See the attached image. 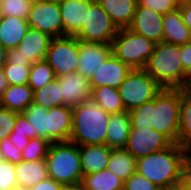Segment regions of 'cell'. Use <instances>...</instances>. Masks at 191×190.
Returning <instances> with one entry per match:
<instances>
[{
  "instance_id": "6",
  "label": "cell",
  "mask_w": 191,
  "mask_h": 190,
  "mask_svg": "<svg viewBox=\"0 0 191 190\" xmlns=\"http://www.w3.org/2000/svg\"><path fill=\"white\" fill-rule=\"evenodd\" d=\"M112 54L131 69H143L153 53L155 43L130 29H119L112 41Z\"/></svg>"
},
{
  "instance_id": "28",
  "label": "cell",
  "mask_w": 191,
  "mask_h": 190,
  "mask_svg": "<svg viewBox=\"0 0 191 190\" xmlns=\"http://www.w3.org/2000/svg\"><path fill=\"white\" fill-rule=\"evenodd\" d=\"M91 100L109 114L125 110L118 88L111 86L91 87Z\"/></svg>"
},
{
  "instance_id": "25",
  "label": "cell",
  "mask_w": 191,
  "mask_h": 190,
  "mask_svg": "<svg viewBox=\"0 0 191 190\" xmlns=\"http://www.w3.org/2000/svg\"><path fill=\"white\" fill-rule=\"evenodd\" d=\"M33 90L28 84L8 85L0 98V106L11 111L22 113L33 103Z\"/></svg>"
},
{
  "instance_id": "42",
  "label": "cell",
  "mask_w": 191,
  "mask_h": 190,
  "mask_svg": "<svg viewBox=\"0 0 191 190\" xmlns=\"http://www.w3.org/2000/svg\"><path fill=\"white\" fill-rule=\"evenodd\" d=\"M65 186L56 182L54 179L47 177L28 190H63Z\"/></svg>"
},
{
  "instance_id": "49",
  "label": "cell",
  "mask_w": 191,
  "mask_h": 190,
  "mask_svg": "<svg viewBox=\"0 0 191 190\" xmlns=\"http://www.w3.org/2000/svg\"><path fill=\"white\" fill-rule=\"evenodd\" d=\"M181 184L187 189V190H191V173L188 172L184 178L183 181L181 182Z\"/></svg>"
},
{
  "instance_id": "30",
  "label": "cell",
  "mask_w": 191,
  "mask_h": 190,
  "mask_svg": "<svg viewBox=\"0 0 191 190\" xmlns=\"http://www.w3.org/2000/svg\"><path fill=\"white\" fill-rule=\"evenodd\" d=\"M33 102L46 109L63 105L58 79L55 78L41 89L34 91Z\"/></svg>"
},
{
  "instance_id": "23",
  "label": "cell",
  "mask_w": 191,
  "mask_h": 190,
  "mask_svg": "<svg viewBox=\"0 0 191 190\" xmlns=\"http://www.w3.org/2000/svg\"><path fill=\"white\" fill-rule=\"evenodd\" d=\"M119 29L130 27L135 14L137 0H97Z\"/></svg>"
},
{
  "instance_id": "15",
  "label": "cell",
  "mask_w": 191,
  "mask_h": 190,
  "mask_svg": "<svg viewBox=\"0 0 191 190\" xmlns=\"http://www.w3.org/2000/svg\"><path fill=\"white\" fill-rule=\"evenodd\" d=\"M132 69L112 53L89 79L91 87L111 86L119 88Z\"/></svg>"
},
{
  "instance_id": "44",
  "label": "cell",
  "mask_w": 191,
  "mask_h": 190,
  "mask_svg": "<svg viewBox=\"0 0 191 190\" xmlns=\"http://www.w3.org/2000/svg\"><path fill=\"white\" fill-rule=\"evenodd\" d=\"M7 63L23 66H31L32 64L20 54L18 48L9 49L7 51Z\"/></svg>"
},
{
  "instance_id": "56",
  "label": "cell",
  "mask_w": 191,
  "mask_h": 190,
  "mask_svg": "<svg viewBox=\"0 0 191 190\" xmlns=\"http://www.w3.org/2000/svg\"><path fill=\"white\" fill-rule=\"evenodd\" d=\"M178 4H182L185 2V0H175Z\"/></svg>"
},
{
  "instance_id": "45",
  "label": "cell",
  "mask_w": 191,
  "mask_h": 190,
  "mask_svg": "<svg viewBox=\"0 0 191 190\" xmlns=\"http://www.w3.org/2000/svg\"><path fill=\"white\" fill-rule=\"evenodd\" d=\"M178 8L180 9V13H181L184 24L191 31V2L185 1L182 4H179Z\"/></svg>"
},
{
  "instance_id": "37",
  "label": "cell",
  "mask_w": 191,
  "mask_h": 190,
  "mask_svg": "<svg viewBox=\"0 0 191 190\" xmlns=\"http://www.w3.org/2000/svg\"><path fill=\"white\" fill-rule=\"evenodd\" d=\"M123 188L125 190H161L136 171L124 182Z\"/></svg>"
},
{
  "instance_id": "43",
  "label": "cell",
  "mask_w": 191,
  "mask_h": 190,
  "mask_svg": "<svg viewBox=\"0 0 191 190\" xmlns=\"http://www.w3.org/2000/svg\"><path fill=\"white\" fill-rule=\"evenodd\" d=\"M180 59L182 61L184 71L191 75V42L180 46Z\"/></svg>"
},
{
  "instance_id": "54",
  "label": "cell",
  "mask_w": 191,
  "mask_h": 190,
  "mask_svg": "<svg viewBox=\"0 0 191 190\" xmlns=\"http://www.w3.org/2000/svg\"><path fill=\"white\" fill-rule=\"evenodd\" d=\"M72 190H81L80 186H72Z\"/></svg>"
},
{
  "instance_id": "8",
  "label": "cell",
  "mask_w": 191,
  "mask_h": 190,
  "mask_svg": "<svg viewBox=\"0 0 191 190\" xmlns=\"http://www.w3.org/2000/svg\"><path fill=\"white\" fill-rule=\"evenodd\" d=\"M117 32L118 28L108 13L95 0L89 9H86L84 24L75 37L84 42L112 44Z\"/></svg>"
},
{
  "instance_id": "46",
  "label": "cell",
  "mask_w": 191,
  "mask_h": 190,
  "mask_svg": "<svg viewBox=\"0 0 191 190\" xmlns=\"http://www.w3.org/2000/svg\"><path fill=\"white\" fill-rule=\"evenodd\" d=\"M8 137L11 140V142L16 145V147L18 148L19 151H23L24 148L29 143V140H30L26 135H24V136H21V135H9Z\"/></svg>"
},
{
  "instance_id": "41",
  "label": "cell",
  "mask_w": 191,
  "mask_h": 190,
  "mask_svg": "<svg viewBox=\"0 0 191 190\" xmlns=\"http://www.w3.org/2000/svg\"><path fill=\"white\" fill-rule=\"evenodd\" d=\"M10 135H26L29 139H32L37 137V132L34 126L29 123L26 116L23 113H19Z\"/></svg>"
},
{
  "instance_id": "26",
  "label": "cell",
  "mask_w": 191,
  "mask_h": 190,
  "mask_svg": "<svg viewBox=\"0 0 191 190\" xmlns=\"http://www.w3.org/2000/svg\"><path fill=\"white\" fill-rule=\"evenodd\" d=\"M124 181L108 169L83 175L81 190H121Z\"/></svg>"
},
{
  "instance_id": "39",
  "label": "cell",
  "mask_w": 191,
  "mask_h": 190,
  "mask_svg": "<svg viewBox=\"0 0 191 190\" xmlns=\"http://www.w3.org/2000/svg\"><path fill=\"white\" fill-rule=\"evenodd\" d=\"M137 5L152 8L163 15L176 10L179 6L175 0H137Z\"/></svg>"
},
{
  "instance_id": "52",
  "label": "cell",
  "mask_w": 191,
  "mask_h": 190,
  "mask_svg": "<svg viewBox=\"0 0 191 190\" xmlns=\"http://www.w3.org/2000/svg\"><path fill=\"white\" fill-rule=\"evenodd\" d=\"M11 190H28V189H25V188H22V187H15L14 189H11Z\"/></svg>"
},
{
  "instance_id": "35",
  "label": "cell",
  "mask_w": 191,
  "mask_h": 190,
  "mask_svg": "<svg viewBox=\"0 0 191 190\" xmlns=\"http://www.w3.org/2000/svg\"><path fill=\"white\" fill-rule=\"evenodd\" d=\"M2 70L8 85L28 84L31 66L15 65L6 62Z\"/></svg>"
},
{
  "instance_id": "55",
  "label": "cell",
  "mask_w": 191,
  "mask_h": 190,
  "mask_svg": "<svg viewBox=\"0 0 191 190\" xmlns=\"http://www.w3.org/2000/svg\"><path fill=\"white\" fill-rule=\"evenodd\" d=\"M63 190H72V186H66L63 188Z\"/></svg>"
},
{
  "instance_id": "33",
  "label": "cell",
  "mask_w": 191,
  "mask_h": 190,
  "mask_svg": "<svg viewBox=\"0 0 191 190\" xmlns=\"http://www.w3.org/2000/svg\"><path fill=\"white\" fill-rule=\"evenodd\" d=\"M50 142L41 137L32 138L22 152L23 161L43 160L47 156Z\"/></svg>"
},
{
  "instance_id": "47",
  "label": "cell",
  "mask_w": 191,
  "mask_h": 190,
  "mask_svg": "<svg viewBox=\"0 0 191 190\" xmlns=\"http://www.w3.org/2000/svg\"><path fill=\"white\" fill-rule=\"evenodd\" d=\"M8 88L7 80L4 76L3 70H0V98L2 97L5 90Z\"/></svg>"
},
{
  "instance_id": "13",
  "label": "cell",
  "mask_w": 191,
  "mask_h": 190,
  "mask_svg": "<svg viewBox=\"0 0 191 190\" xmlns=\"http://www.w3.org/2000/svg\"><path fill=\"white\" fill-rule=\"evenodd\" d=\"M163 14L152 8L136 6L133 21L128 29L152 40L155 44L163 41Z\"/></svg>"
},
{
  "instance_id": "57",
  "label": "cell",
  "mask_w": 191,
  "mask_h": 190,
  "mask_svg": "<svg viewBox=\"0 0 191 190\" xmlns=\"http://www.w3.org/2000/svg\"><path fill=\"white\" fill-rule=\"evenodd\" d=\"M3 161V155H2V151L0 149V162Z\"/></svg>"
},
{
  "instance_id": "31",
  "label": "cell",
  "mask_w": 191,
  "mask_h": 190,
  "mask_svg": "<svg viewBox=\"0 0 191 190\" xmlns=\"http://www.w3.org/2000/svg\"><path fill=\"white\" fill-rule=\"evenodd\" d=\"M55 78L54 70L46 60L37 61L31 65L28 85L34 92L50 83Z\"/></svg>"
},
{
  "instance_id": "14",
  "label": "cell",
  "mask_w": 191,
  "mask_h": 190,
  "mask_svg": "<svg viewBox=\"0 0 191 190\" xmlns=\"http://www.w3.org/2000/svg\"><path fill=\"white\" fill-rule=\"evenodd\" d=\"M111 53V44L79 40V67L77 72L81 73L86 79H90Z\"/></svg>"
},
{
  "instance_id": "10",
  "label": "cell",
  "mask_w": 191,
  "mask_h": 190,
  "mask_svg": "<svg viewBox=\"0 0 191 190\" xmlns=\"http://www.w3.org/2000/svg\"><path fill=\"white\" fill-rule=\"evenodd\" d=\"M29 27L52 38L63 37V23L59 1L47 0L32 4L28 17Z\"/></svg>"
},
{
  "instance_id": "48",
  "label": "cell",
  "mask_w": 191,
  "mask_h": 190,
  "mask_svg": "<svg viewBox=\"0 0 191 190\" xmlns=\"http://www.w3.org/2000/svg\"><path fill=\"white\" fill-rule=\"evenodd\" d=\"M7 49L0 44V70L3 69L7 60Z\"/></svg>"
},
{
  "instance_id": "9",
  "label": "cell",
  "mask_w": 191,
  "mask_h": 190,
  "mask_svg": "<svg viewBox=\"0 0 191 190\" xmlns=\"http://www.w3.org/2000/svg\"><path fill=\"white\" fill-rule=\"evenodd\" d=\"M78 56L79 40L75 36H63L51 39L45 60L55 76L60 77L78 70Z\"/></svg>"
},
{
  "instance_id": "51",
  "label": "cell",
  "mask_w": 191,
  "mask_h": 190,
  "mask_svg": "<svg viewBox=\"0 0 191 190\" xmlns=\"http://www.w3.org/2000/svg\"><path fill=\"white\" fill-rule=\"evenodd\" d=\"M31 4L47 1V0H28Z\"/></svg>"
},
{
  "instance_id": "2",
  "label": "cell",
  "mask_w": 191,
  "mask_h": 190,
  "mask_svg": "<svg viewBox=\"0 0 191 190\" xmlns=\"http://www.w3.org/2000/svg\"><path fill=\"white\" fill-rule=\"evenodd\" d=\"M191 155L177 143L136 159V172L161 190L181 184L189 172Z\"/></svg>"
},
{
  "instance_id": "16",
  "label": "cell",
  "mask_w": 191,
  "mask_h": 190,
  "mask_svg": "<svg viewBox=\"0 0 191 190\" xmlns=\"http://www.w3.org/2000/svg\"><path fill=\"white\" fill-rule=\"evenodd\" d=\"M73 109L64 105L48 109L47 129L50 143L69 142L72 132Z\"/></svg>"
},
{
  "instance_id": "5",
  "label": "cell",
  "mask_w": 191,
  "mask_h": 190,
  "mask_svg": "<svg viewBox=\"0 0 191 190\" xmlns=\"http://www.w3.org/2000/svg\"><path fill=\"white\" fill-rule=\"evenodd\" d=\"M48 177L66 186H80L83 171L79 146L71 142L51 143L45 158Z\"/></svg>"
},
{
  "instance_id": "7",
  "label": "cell",
  "mask_w": 191,
  "mask_h": 190,
  "mask_svg": "<svg viewBox=\"0 0 191 190\" xmlns=\"http://www.w3.org/2000/svg\"><path fill=\"white\" fill-rule=\"evenodd\" d=\"M162 87L144 70L132 69L118 91L126 111L155 98Z\"/></svg>"
},
{
  "instance_id": "20",
  "label": "cell",
  "mask_w": 191,
  "mask_h": 190,
  "mask_svg": "<svg viewBox=\"0 0 191 190\" xmlns=\"http://www.w3.org/2000/svg\"><path fill=\"white\" fill-rule=\"evenodd\" d=\"M163 41L182 46L191 42V31L184 24L180 9L163 15Z\"/></svg>"
},
{
  "instance_id": "22",
  "label": "cell",
  "mask_w": 191,
  "mask_h": 190,
  "mask_svg": "<svg viewBox=\"0 0 191 190\" xmlns=\"http://www.w3.org/2000/svg\"><path fill=\"white\" fill-rule=\"evenodd\" d=\"M111 151L106 144L79 146L83 174L107 169Z\"/></svg>"
},
{
  "instance_id": "18",
  "label": "cell",
  "mask_w": 191,
  "mask_h": 190,
  "mask_svg": "<svg viewBox=\"0 0 191 190\" xmlns=\"http://www.w3.org/2000/svg\"><path fill=\"white\" fill-rule=\"evenodd\" d=\"M52 37L39 30L29 28L17 48L31 64L45 60Z\"/></svg>"
},
{
  "instance_id": "38",
  "label": "cell",
  "mask_w": 191,
  "mask_h": 190,
  "mask_svg": "<svg viewBox=\"0 0 191 190\" xmlns=\"http://www.w3.org/2000/svg\"><path fill=\"white\" fill-rule=\"evenodd\" d=\"M18 114L0 106V141L12 133Z\"/></svg>"
},
{
  "instance_id": "11",
  "label": "cell",
  "mask_w": 191,
  "mask_h": 190,
  "mask_svg": "<svg viewBox=\"0 0 191 190\" xmlns=\"http://www.w3.org/2000/svg\"><path fill=\"white\" fill-rule=\"evenodd\" d=\"M172 142L153 128H134L131 125L125 149L136 159L169 147Z\"/></svg>"
},
{
  "instance_id": "59",
  "label": "cell",
  "mask_w": 191,
  "mask_h": 190,
  "mask_svg": "<svg viewBox=\"0 0 191 190\" xmlns=\"http://www.w3.org/2000/svg\"><path fill=\"white\" fill-rule=\"evenodd\" d=\"M189 172L191 173V159H190V162H189Z\"/></svg>"
},
{
  "instance_id": "53",
  "label": "cell",
  "mask_w": 191,
  "mask_h": 190,
  "mask_svg": "<svg viewBox=\"0 0 191 190\" xmlns=\"http://www.w3.org/2000/svg\"><path fill=\"white\" fill-rule=\"evenodd\" d=\"M191 85V75L189 76L188 82H187V88Z\"/></svg>"
},
{
  "instance_id": "4",
  "label": "cell",
  "mask_w": 191,
  "mask_h": 190,
  "mask_svg": "<svg viewBox=\"0 0 191 190\" xmlns=\"http://www.w3.org/2000/svg\"><path fill=\"white\" fill-rule=\"evenodd\" d=\"M110 114L88 100L73 108L72 132L69 142L81 145L106 144Z\"/></svg>"
},
{
  "instance_id": "27",
  "label": "cell",
  "mask_w": 191,
  "mask_h": 190,
  "mask_svg": "<svg viewBox=\"0 0 191 190\" xmlns=\"http://www.w3.org/2000/svg\"><path fill=\"white\" fill-rule=\"evenodd\" d=\"M177 144L191 155V93L182 89Z\"/></svg>"
},
{
  "instance_id": "12",
  "label": "cell",
  "mask_w": 191,
  "mask_h": 190,
  "mask_svg": "<svg viewBox=\"0 0 191 190\" xmlns=\"http://www.w3.org/2000/svg\"><path fill=\"white\" fill-rule=\"evenodd\" d=\"M63 96V105L75 108L77 105L91 100V86L89 79L74 71L67 75L56 77Z\"/></svg>"
},
{
  "instance_id": "58",
  "label": "cell",
  "mask_w": 191,
  "mask_h": 190,
  "mask_svg": "<svg viewBox=\"0 0 191 190\" xmlns=\"http://www.w3.org/2000/svg\"><path fill=\"white\" fill-rule=\"evenodd\" d=\"M186 90L191 93V85Z\"/></svg>"
},
{
  "instance_id": "36",
  "label": "cell",
  "mask_w": 191,
  "mask_h": 190,
  "mask_svg": "<svg viewBox=\"0 0 191 190\" xmlns=\"http://www.w3.org/2000/svg\"><path fill=\"white\" fill-rule=\"evenodd\" d=\"M18 187L15 164L9 161L0 162V190H11Z\"/></svg>"
},
{
  "instance_id": "17",
  "label": "cell",
  "mask_w": 191,
  "mask_h": 190,
  "mask_svg": "<svg viewBox=\"0 0 191 190\" xmlns=\"http://www.w3.org/2000/svg\"><path fill=\"white\" fill-rule=\"evenodd\" d=\"M95 0H60L59 7L63 23V36H75L82 28L86 9Z\"/></svg>"
},
{
  "instance_id": "1",
  "label": "cell",
  "mask_w": 191,
  "mask_h": 190,
  "mask_svg": "<svg viewBox=\"0 0 191 190\" xmlns=\"http://www.w3.org/2000/svg\"><path fill=\"white\" fill-rule=\"evenodd\" d=\"M182 89L162 90L154 99L129 111L134 128H153L177 143Z\"/></svg>"
},
{
  "instance_id": "50",
  "label": "cell",
  "mask_w": 191,
  "mask_h": 190,
  "mask_svg": "<svg viewBox=\"0 0 191 190\" xmlns=\"http://www.w3.org/2000/svg\"><path fill=\"white\" fill-rule=\"evenodd\" d=\"M168 190H187L182 184L170 187Z\"/></svg>"
},
{
  "instance_id": "19",
  "label": "cell",
  "mask_w": 191,
  "mask_h": 190,
  "mask_svg": "<svg viewBox=\"0 0 191 190\" xmlns=\"http://www.w3.org/2000/svg\"><path fill=\"white\" fill-rule=\"evenodd\" d=\"M131 128L129 111L110 114L106 132V145L112 149L125 148Z\"/></svg>"
},
{
  "instance_id": "34",
  "label": "cell",
  "mask_w": 191,
  "mask_h": 190,
  "mask_svg": "<svg viewBox=\"0 0 191 190\" xmlns=\"http://www.w3.org/2000/svg\"><path fill=\"white\" fill-rule=\"evenodd\" d=\"M32 4L28 0H3L0 16H14L28 19Z\"/></svg>"
},
{
  "instance_id": "32",
  "label": "cell",
  "mask_w": 191,
  "mask_h": 190,
  "mask_svg": "<svg viewBox=\"0 0 191 190\" xmlns=\"http://www.w3.org/2000/svg\"><path fill=\"white\" fill-rule=\"evenodd\" d=\"M29 123L34 126L37 137L48 141L47 113L48 109L43 106L31 103L23 112Z\"/></svg>"
},
{
  "instance_id": "29",
  "label": "cell",
  "mask_w": 191,
  "mask_h": 190,
  "mask_svg": "<svg viewBox=\"0 0 191 190\" xmlns=\"http://www.w3.org/2000/svg\"><path fill=\"white\" fill-rule=\"evenodd\" d=\"M107 169L125 182L136 171V158L125 148L112 149Z\"/></svg>"
},
{
  "instance_id": "21",
  "label": "cell",
  "mask_w": 191,
  "mask_h": 190,
  "mask_svg": "<svg viewBox=\"0 0 191 190\" xmlns=\"http://www.w3.org/2000/svg\"><path fill=\"white\" fill-rule=\"evenodd\" d=\"M29 28L27 19L0 16V44L7 50L17 48Z\"/></svg>"
},
{
  "instance_id": "24",
  "label": "cell",
  "mask_w": 191,
  "mask_h": 190,
  "mask_svg": "<svg viewBox=\"0 0 191 190\" xmlns=\"http://www.w3.org/2000/svg\"><path fill=\"white\" fill-rule=\"evenodd\" d=\"M18 187L29 189L48 177L46 160L21 161L15 164Z\"/></svg>"
},
{
  "instance_id": "3",
  "label": "cell",
  "mask_w": 191,
  "mask_h": 190,
  "mask_svg": "<svg viewBox=\"0 0 191 190\" xmlns=\"http://www.w3.org/2000/svg\"><path fill=\"white\" fill-rule=\"evenodd\" d=\"M180 46L156 43L153 53L143 68L162 88L187 89L189 75L180 59Z\"/></svg>"
},
{
  "instance_id": "40",
  "label": "cell",
  "mask_w": 191,
  "mask_h": 190,
  "mask_svg": "<svg viewBox=\"0 0 191 190\" xmlns=\"http://www.w3.org/2000/svg\"><path fill=\"white\" fill-rule=\"evenodd\" d=\"M0 149L2 151L4 161H9L12 164H17L23 161L22 158L23 151H19L16 145L11 142L9 137H4L0 141Z\"/></svg>"
}]
</instances>
